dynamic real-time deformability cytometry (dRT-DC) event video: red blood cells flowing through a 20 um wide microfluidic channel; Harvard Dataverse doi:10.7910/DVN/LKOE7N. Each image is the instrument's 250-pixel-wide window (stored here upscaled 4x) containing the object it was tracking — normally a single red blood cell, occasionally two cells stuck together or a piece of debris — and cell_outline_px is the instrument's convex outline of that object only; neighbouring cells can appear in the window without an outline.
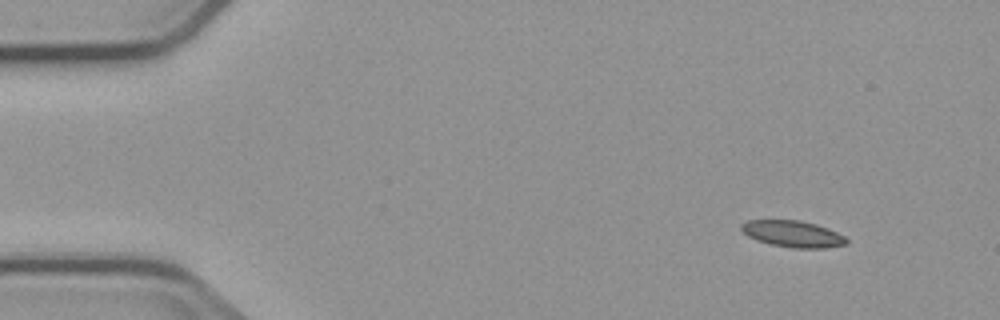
{"species": "common noctule bat (a hibernating species)", "species_latin": "Nyctalus noctula", "temperature_condition": "cold", "stored_images_in_passage": 5, "camera_frame_rate_fps": 3000, "um_per_image_px": 0.085, "animal": {"sex": "male", "body_mass_g": 23.1, "forearm_length_mm": 52.7}, "frame": {"image": 1, "passage_image": 1, "time_ms": 0.0, "image_size_px": [1000, 320], "cell_outline_px": [[848, 244], [824, 248], [792, 248], [772, 244], [756, 240], [748, 236], [740, 228], [740, 224], [748, 220], [800, 220], [816, 224], [828, 228], [844, 236], [848, 240]], "centroid_in_image_um": [67.39, 19.88], "position_along_channel_um": 17.6, "area_um2": 16.24}}
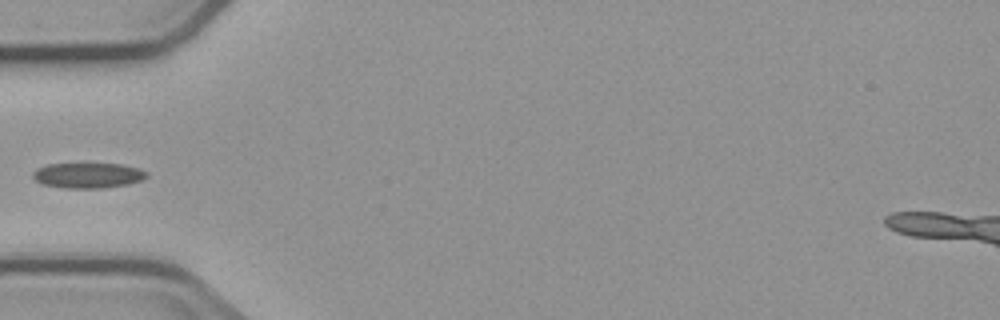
{"frame": {"image": 2, "passage_image": 4, "time_ms": 4.333, "image_size_px": [1000, 320], "cell_outline_px": [[148, 176], [140, 180], [128, 184], [104, 188], [64, 188], [44, 184], [36, 180], [32, 176], [32, 172], [36, 168], [48, 164], [120, 164], [140, 168], [148, 172]], "centroid_in_image_um": [7.48, 14.9], "position_along_channel_um": 77.5, "area_um2": 16.76}}
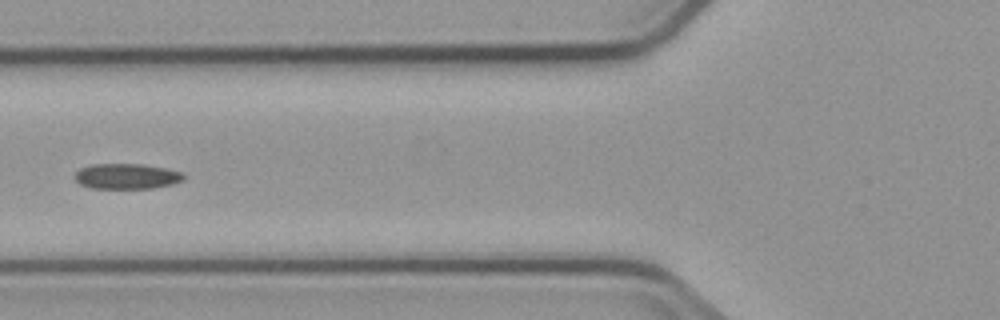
{"frame": {"image": 3, "passage_image": 5, "time_ms": 5.333, "image_size_px": [1000, 320], "cell_outline_px": [[184, 180], [172, 184], [152, 188], [92, 188], [80, 184], [72, 176], [80, 168], [92, 164], [144, 164], [184, 172]], "centroid_in_image_um": [10.76, 14.98], "position_along_channel_um": 115.0, "area_um2": 16.18}}